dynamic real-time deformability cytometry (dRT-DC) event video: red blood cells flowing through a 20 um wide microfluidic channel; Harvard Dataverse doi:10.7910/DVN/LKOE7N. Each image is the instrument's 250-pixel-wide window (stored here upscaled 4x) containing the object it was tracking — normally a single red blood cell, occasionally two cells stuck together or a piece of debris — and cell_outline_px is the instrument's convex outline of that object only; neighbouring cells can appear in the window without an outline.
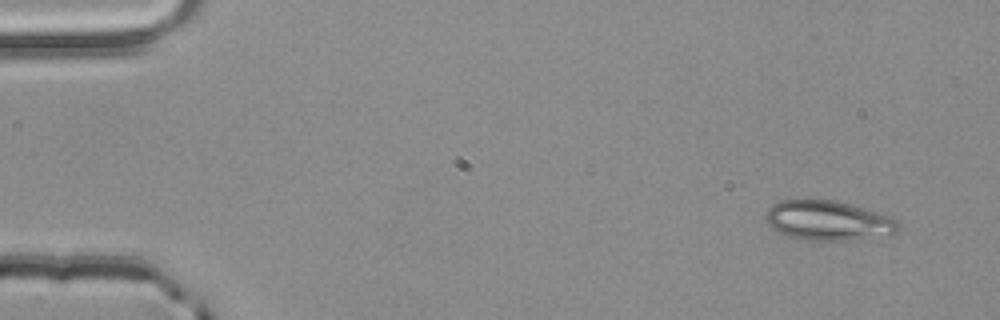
{"species": "common noctule bat (a hibernating species)", "species_latin": "Nyctalus noctula", "temperature_condition": "room temperature", "stored_images_in_passage": 3, "camera_frame_rate_fps": 3000, "um_per_image_px": 0.085, "animal": {"sex": "male", "body_mass_g": 20.4}, "frame": {"image": 1, "passage_image": 1, "time_ms": 0.0, "image_size_px": [1000, 320], "cell_outline_px": [[900, 228], [896, 232], [848, 240], [804, 240], [780, 232], [768, 224], [764, 220], [764, 216], [768, 208], [772, 204], [780, 200], [832, 200], [848, 204], [876, 212], [888, 216], [896, 220], [900, 224]], "centroid_in_image_um": [70.32, 18.73], "position_along_channel_um": 14.7, "area_um2": 30.0}}